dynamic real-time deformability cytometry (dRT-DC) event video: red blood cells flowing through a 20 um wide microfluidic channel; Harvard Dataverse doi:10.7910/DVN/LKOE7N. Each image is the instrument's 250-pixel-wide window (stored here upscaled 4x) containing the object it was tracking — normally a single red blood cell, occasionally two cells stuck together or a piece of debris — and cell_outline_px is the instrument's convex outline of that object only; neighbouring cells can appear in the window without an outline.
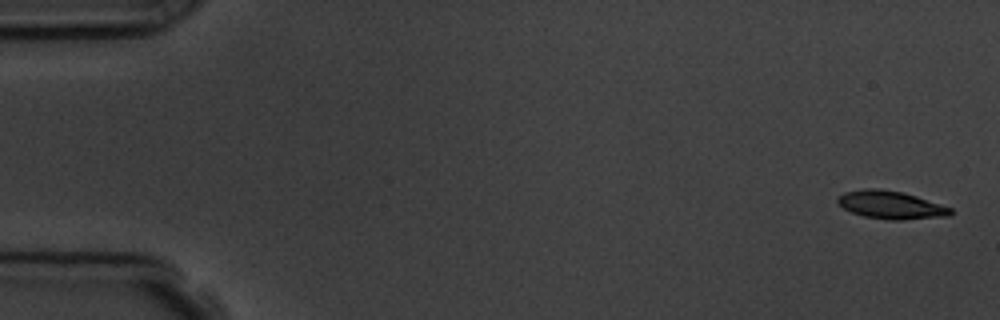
{"species": "common noctule bat (a hibernating species)", "species_latin": "Nyctalus noctula", "temperature_condition": "room temperature", "stored_images_in_passage": 6, "camera_frame_rate_fps": 3000, "um_per_image_px": 0.085, "animal": {"sex": "male", "body_mass_g": 19.5, "forearm_length_mm": 54.6}, "frame": {"image": 1, "passage_image": 1, "time_ms": 0.0, "image_size_px": [1000, 320], "cell_outline_px": [[952, 212], [948, 216], [900, 220], [888, 220], [864, 216], [852, 212], [844, 208], [836, 200], [844, 192], [864, 188], [880, 188], [904, 192], [952, 208]], "centroid_in_image_um": [75.72, 17.41], "position_along_channel_um": 9.3, "area_um2": 18.32}}